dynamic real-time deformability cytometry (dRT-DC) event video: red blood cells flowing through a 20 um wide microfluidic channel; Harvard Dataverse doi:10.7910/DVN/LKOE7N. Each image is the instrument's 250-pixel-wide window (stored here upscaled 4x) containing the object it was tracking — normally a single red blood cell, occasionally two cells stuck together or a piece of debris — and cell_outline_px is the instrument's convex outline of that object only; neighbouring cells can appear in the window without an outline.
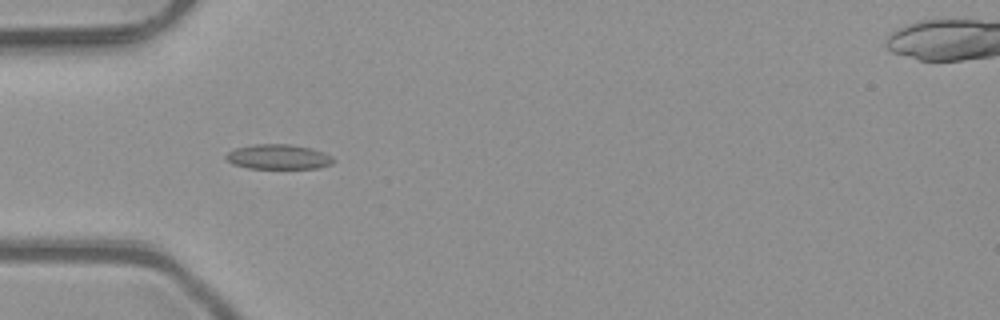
{"species": "common noctule bat (a hibernating species)", "species_latin": "Nyctalus noctula", "temperature_condition": "room temperature", "stored_images_in_passage": 51, "camera_frame_rate_fps": 3000, "um_per_image_px": 0.085, "animal": {"sex": "male", "body_mass_g": 23.1, "forearm_length_mm": 52.7}, "frame": {"image": 1, "passage_image": 16, "time_ms": 5.0, "image_size_px": [1000, 320], "cell_outline_px": [[336, 160], [332, 164], [320, 168], [248, 168], [232, 164], [224, 156], [232, 148], [252, 144], [292, 144], [312, 148], [324, 152], [332, 156]], "centroid_in_image_um": [23.67, 13.32], "position_along_channel_um": 61.3, "area_um2": 15.84}}
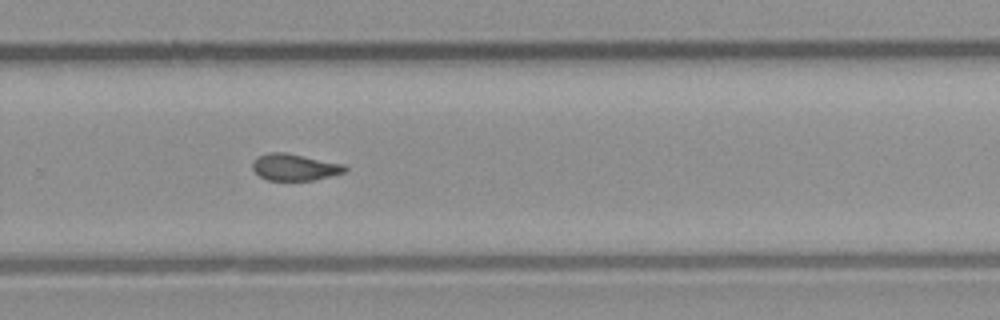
{"frame": {"image": 2, "passage_image": 34, "time_ms": 11.0, "image_size_px": [1000, 320], "cell_outline_px": [[348, 168], [344, 172], [312, 180], [268, 180], [260, 176], [252, 168], [252, 160], [256, 156], [268, 152], [284, 152], [344, 164]], "centroid_in_image_um": [24.99, 14.19], "position_along_channel_um": 304.8, "area_um2": 14.28}}
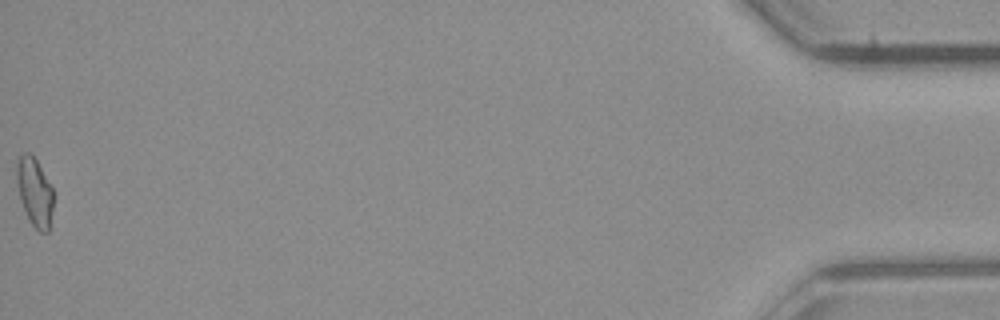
{"frame": {"image": 3, "passage_image": 51, "time_ms": 16.667, "image_size_px": [1000, 320], "cell_outline_px": [[52, 208], [48, 232], [40, 232], [28, 220], [20, 200], [16, 180], [16, 160], [24, 152], [28, 152], [36, 160], [52, 188]], "centroid_in_image_um": [2.9, 16.31], "position_along_channel_um": 432.3, "area_um2": 14.45}, "authors_computed_cell_mechanics": {"area_um2": 14.8546, "velocity_mm_per_s": 4.0862, "shape_relaxation_time_tau1_ms": null, "shape_relaxation_time_tau2_ms": 3.9375, "deformation_change_tau1": null, "deformation_change_tau2": 0.0723}}